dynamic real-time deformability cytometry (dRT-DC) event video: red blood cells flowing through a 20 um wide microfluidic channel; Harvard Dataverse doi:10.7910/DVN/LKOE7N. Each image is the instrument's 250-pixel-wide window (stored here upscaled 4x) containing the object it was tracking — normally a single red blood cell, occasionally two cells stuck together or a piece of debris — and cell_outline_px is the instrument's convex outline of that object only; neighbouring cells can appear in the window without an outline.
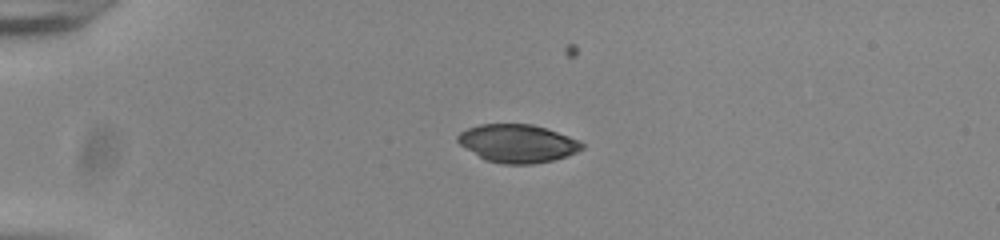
{"species": "common noctule bat (a hibernating species)", "species_latin": "Nyctalus noctula", "temperature_condition": "room temperature", "stored_images_in_passage": 31, "camera_frame_rate_fps": 3000, "um_per_image_px": 0.085, "animal": {"sex": "male", "body_mass_g": 20.0, "forearm_length_mm": 53.3}, "frame": {"image": 1, "passage_image": 1, "time_ms": 0.0, "image_size_px": [1000, 240], "cell_outline_px": [[584, 148], [568, 156], [552, 160], [532, 164], [504, 164], [484, 160], [460, 144], [456, 140], [456, 136], [460, 132], [468, 128], [480, 124], [532, 124], [580, 140], [584, 144]], "centroid_in_image_um": [43.98, 12.19], "position_along_channel_um": 41.0, "area_um2": 27.51}}
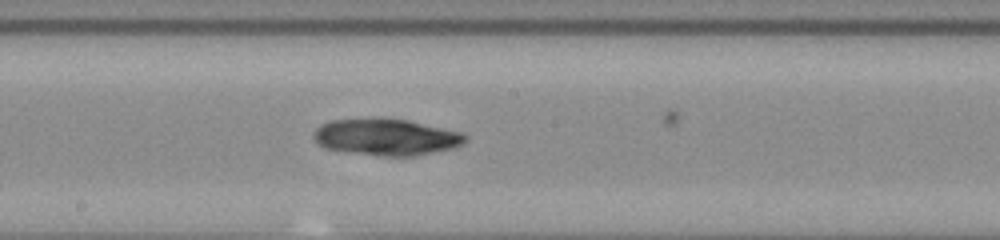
{"frame": {"image": 2, "passage_image": 18, "time_ms": 5.667, "image_size_px": [1000, 240], "cell_outline_px": [[468, 140], [464, 144], [456, 148], [412, 156], [380, 156], [324, 148], [316, 144], [312, 136], [312, 132], [320, 124], [332, 120], [408, 120], [460, 132], [468, 136]], "centroid_in_image_um": [32.84, 11.68], "position_along_channel_um": 215.4, "area_um2": 31.96}}
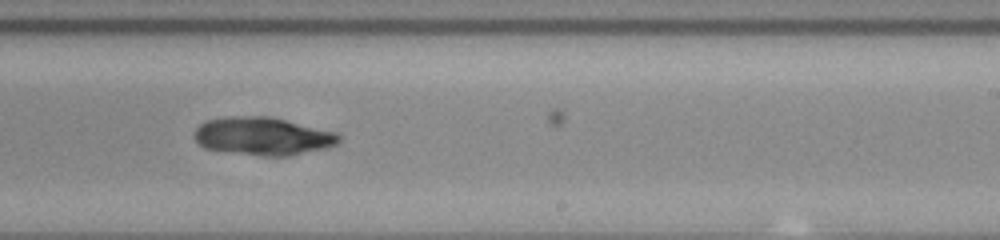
{"frame": {"image": 3, "passage_image": 22, "time_ms": 7.0, "image_size_px": [1000, 240], "cell_outline_px": [[340, 140], [336, 144], [328, 148], [288, 156], [264, 156], [204, 148], [196, 140], [196, 128], [204, 120], [228, 116], [268, 116], [336, 132], [340, 136]], "centroid_in_image_um": [22.35, 11.57], "position_along_channel_um": 266.6, "area_um2": 31.79}}